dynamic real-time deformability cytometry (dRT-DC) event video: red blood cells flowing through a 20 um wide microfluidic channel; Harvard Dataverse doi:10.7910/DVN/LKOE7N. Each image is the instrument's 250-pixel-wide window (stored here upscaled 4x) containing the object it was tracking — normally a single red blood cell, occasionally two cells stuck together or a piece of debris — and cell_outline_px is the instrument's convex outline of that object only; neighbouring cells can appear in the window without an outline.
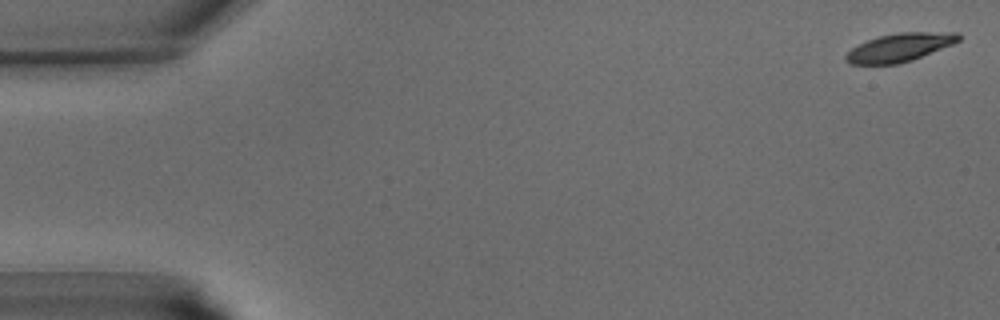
{"species": "common noctule bat (a hibernating species)", "species_latin": "Nyctalus noctula", "temperature_condition": "warm", "stored_images_in_passage": 37, "camera_frame_rate_fps": 3000, "um_per_image_px": 0.085, "animal": {"sex": "male", "body_mass_g": 15.6}, "frame": {"image": 1, "passage_image": 1, "time_ms": 0.0, "image_size_px": [1000, 320], "cell_outline_px": [[960, 40], [952, 44], [912, 60], [900, 64], [848, 64], [844, 60], [844, 56], [852, 48], [868, 40], [880, 36], [900, 32], [960, 32]], "centroid_in_image_um": [76.47, 4.03], "position_along_channel_um": 8.5, "area_um2": 18.5}}
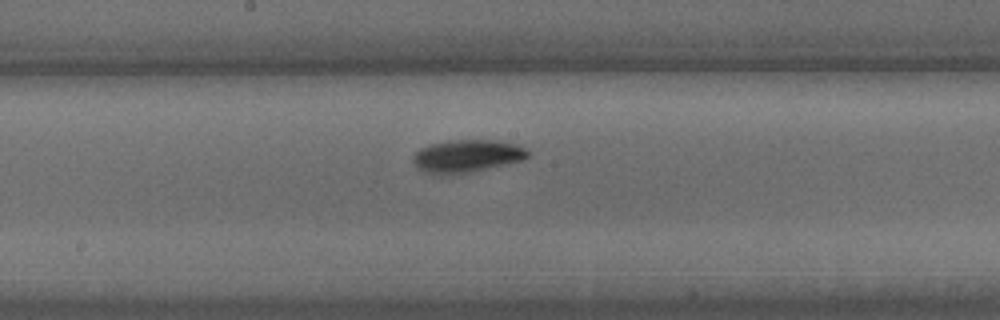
{"frame": {"image": 2, "passage_image": 22, "time_ms": 7.0, "image_size_px": [1000, 320], "cell_outline_px": [[528, 156], [524, 160], [468, 172], [448, 176], [432, 176], [416, 168], [412, 160], [412, 156], [420, 148], [428, 144], [452, 140], [500, 140], [516, 144], [524, 148], [528, 152]], "centroid_in_image_um": [39.61, 13.28], "position_along_channel_um": 208.6, "area_um2": 22.25}}
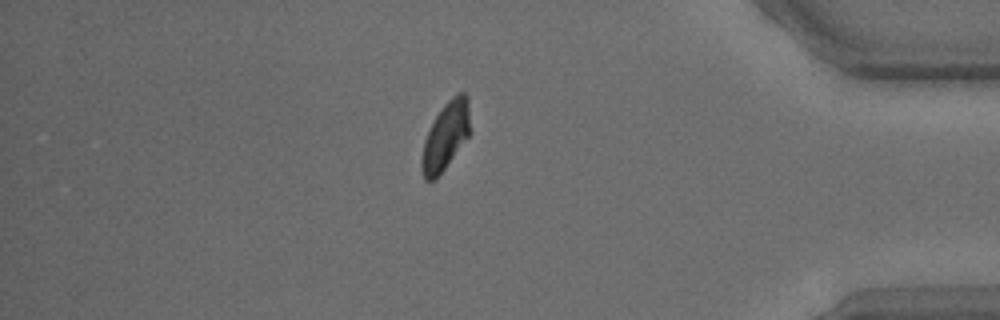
{"frame": {"image": 3, "passage_image": 36, "time_ms": 11.667, "image_size_px": [1000, 320], "cell_outline_px": [[472, 132], [444, 168], [432, 180], [424, 180], [420, 164], [420, 160], [424, 140], [436, 116], [444, 104], [456, 92], [464, 92], [468, 96]], "centroid_in_image_um": [37.91, 11.51], "position_along_channel_um": 397.3, "area_um2": 19.19}}